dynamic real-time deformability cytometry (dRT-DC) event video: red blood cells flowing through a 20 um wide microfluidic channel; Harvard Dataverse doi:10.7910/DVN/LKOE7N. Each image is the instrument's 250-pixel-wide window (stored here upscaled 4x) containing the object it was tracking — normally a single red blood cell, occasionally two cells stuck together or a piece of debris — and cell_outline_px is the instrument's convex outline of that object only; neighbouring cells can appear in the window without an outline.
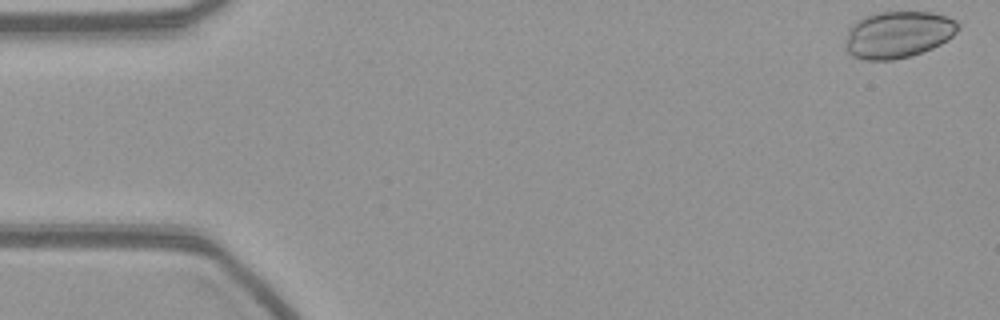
{"species": "common noctule bat (a hibernating species)", "species_latin": "Nyctalus noctula", "temperature_condition": "warm", "stored_images_in_passage": 55, "camera_frame_rate_fps": 3000, "um_per_image_px": 0.085, "animal": {"sex": "female", "body_mass_g": 21.9}, "frame": {"image": 1, "passage_image": 1, "time_ms": 0.0, "image_size_px": [1000, 320], "cell_outline_px": [[960, 28], [948, 40], [932, 48], [912, 56], [892, 60], [864, 60], [852, 56], [844, 48], [844, 40], [848, 28], [856, 20], [864, 16], [876, 12], [932, 12], [948, 16], [956, 20], [960, 24]], "centroid_in_image_um": [76.31, 2.93], "position_along_channel_um": 8.7, "area_um2": 31.33}}
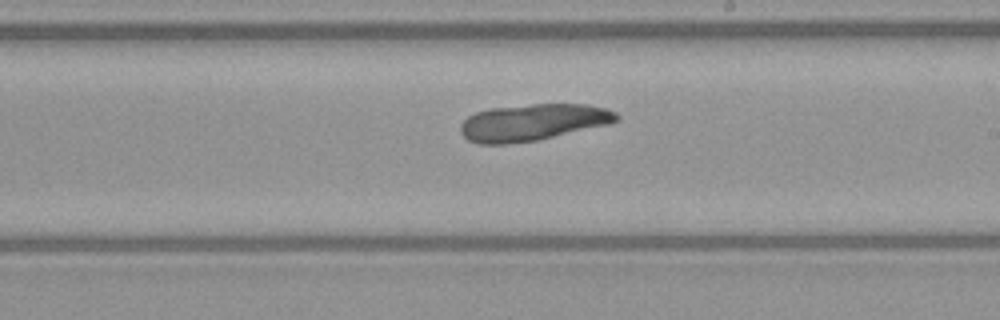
{"frame": {"image": 2, "passage_image": 31, "time_ms": 10.0, "image_size_px": [1000, 320], "cell_outline_px": [[620, 120], [608, 124], [536, 140], [508, 144], [480, 144], [468, 140], [460, 132], [460, 124], [468, 116], [476, 112], [488, 108], [532, 104], [588, 104], [608, 108], [616, 112], [620, 116]], "centroid_in_image_um": [45.29, 10.38], "position_along_channel_um": 243.7, "area_um2": 33.47}}
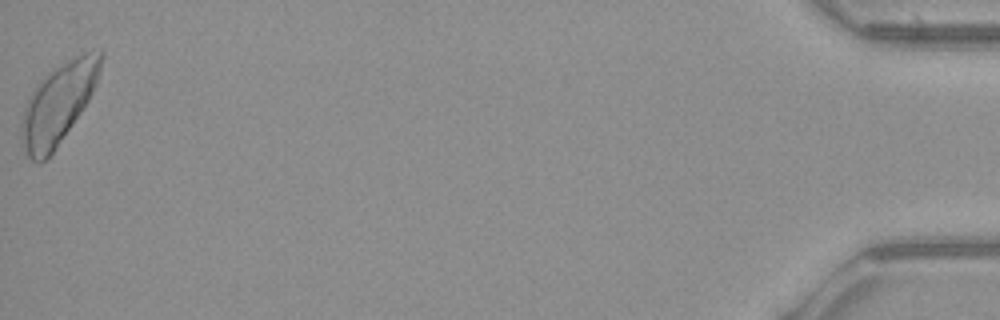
{"frame": {"image": 3, "passage_image": 55, "time_ms": 18.0, "image_size_px": [1000, 320], "cell_outline_px": [[104, 56], [96, 84], [88, 100], [56, 148], [40, 164], [36, 164], [24, 152], [20, 144], [20, 124], [24, 104], [32, 88], [48, 72], [76, 56], [92, 48], [104, 48]], "centroid_in_image_um": [4.92, 8.79], "position_along_channel_um": 430.3, "area_um2": 37.57}}